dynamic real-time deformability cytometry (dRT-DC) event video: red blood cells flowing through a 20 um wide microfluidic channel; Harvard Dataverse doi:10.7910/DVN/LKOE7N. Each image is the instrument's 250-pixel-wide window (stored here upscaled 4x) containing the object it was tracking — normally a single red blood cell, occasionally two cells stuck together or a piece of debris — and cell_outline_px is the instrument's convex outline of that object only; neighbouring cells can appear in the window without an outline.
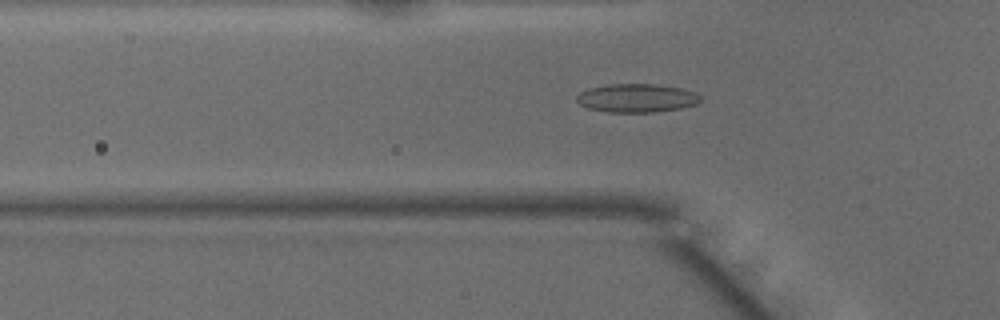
{"species": "common noctule bat (a hibernating species)", "species_latin": "Nyctalus noctula", "temperature_condition": "warm", "stored_images_in_passage": 39, "camera_frame_rate_fps": 3000, "um_per_image_px": 0.085, "animal": {"sex": "male", "body_mass_g": 15.6}, "frame": {"image": 1, "passage_image": 10, "time_ms": 3.0, "image_size_px": [1000, 320], "cell_outline_px": [[700, 100], [696, 104], [680, 108], [656, 112], [608, 112], [588, 108], [580, 104], [576, 100], [576, 96], [580, 92], [588, 88], [608, 84], [656, 84], [680, 88], [696, 92], [700, 96]], "centroid_in_image_um": [54.1, 8.33], "position_along_channel_um": 71.7, "area_um2": 20.58}}
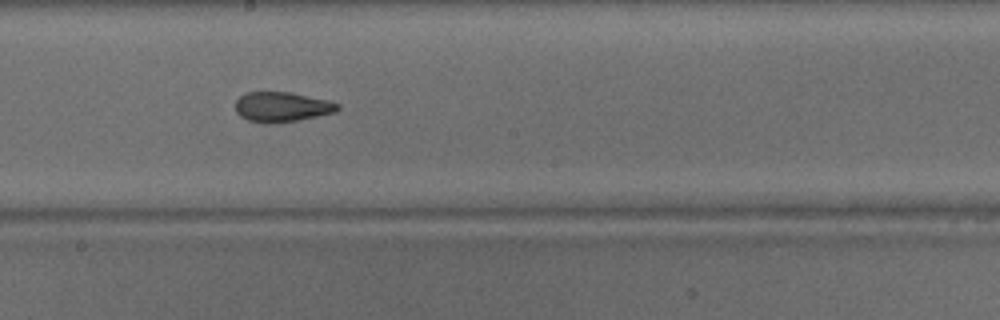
{"frame": {"image": 2, "passage_image": 21, "time_ms": 6.667, "image_size_px": [1000, 320], "cell_outline_px": [[340, 108], [336, 112], [276, 124], [264, 124], [248, 120], [240, 116], [236, 112], [236, 100], [244, 92], [292, 92], [328, 100], [340, 104]], "centroid_in_image_um": [23.95, 9.09], "position_along_channel_um": 224.3, "area_um2": 18.03}}
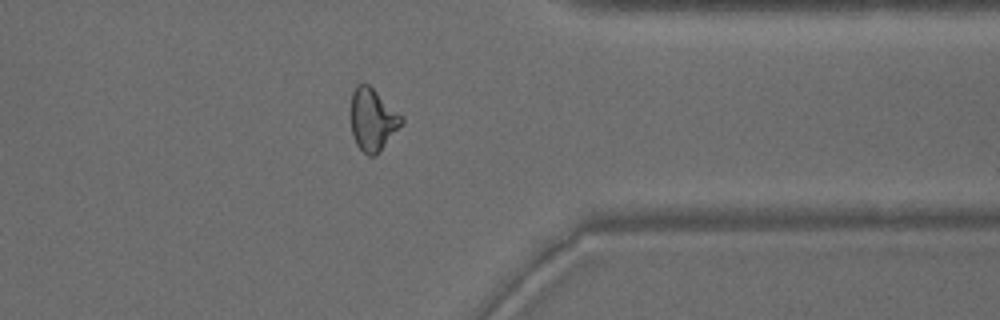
{"frame": {"image": 3, "passage_image": 33, "time_ms": 10.667, "image_size_px": [1000, 320], "cell_outline_px": [[404, 120], [376, 156], [368, 156], [356, 144], [352, 136], [348, 112], [352, 92], [356, 84], [368, 84], [404, 116]], "centroid_in_image_um": [31.62, 10.15], "position_along_channel_um": 379.8, "area_um2": 18.79}}